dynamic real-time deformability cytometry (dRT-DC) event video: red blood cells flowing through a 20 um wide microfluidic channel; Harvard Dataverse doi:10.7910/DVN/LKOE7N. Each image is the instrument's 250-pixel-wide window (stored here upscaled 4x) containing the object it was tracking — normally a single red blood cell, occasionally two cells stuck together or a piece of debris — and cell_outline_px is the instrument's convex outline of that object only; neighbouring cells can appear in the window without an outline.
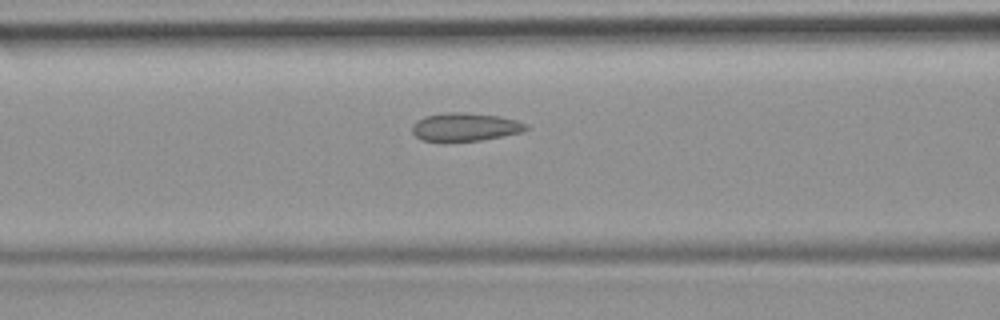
{"species": "common noctule bat (a hibernating species)", "species_latin": "Nyctalus noctula", "temperature_condition": "room temperature", "stored_images_in_passage": 43, "camera_frame_rate_fps": 3000, "um_per_image_px": 0.085, "animal": {"sex": "female", "body_mass_g": 19.9}, "frame": {"image": 1, "passage_image": 19, "time_ms": 6.0, "image_size_px": [1000, 320], "cell_outline_px": [[528, 128], [520, 132], [480, 140], [444, 144], [420, 140], [412, 132], [412, 124], [416, 120], [424, 116], [444, 112], [464, 112], [500, 116], [516, 120], [528, 124]], "centroid_in_image_um": [39.44, 10.82], "position_along_channel_um": 127.2, "area_um2": 19.36}}
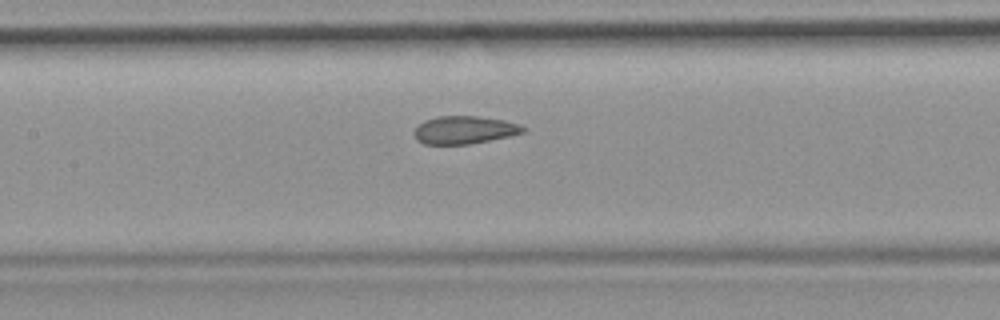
{"frame": {"image": 2, "passage_image": 22, "time_ms": 7.0, "image_size_px": [1000, 320], "cell_outline_px": [[528, 128], [524, 132], [512, 136], [468, 144], [424, 144], [416, 140], [412, 132], [424, 120], [436, 116], [480, 116], [504, 120], [520, 124]], "centroid_in_image_um": [39.49, 11.04], "position_along_channel_um": 167.9, "area_um2": 17.92}}
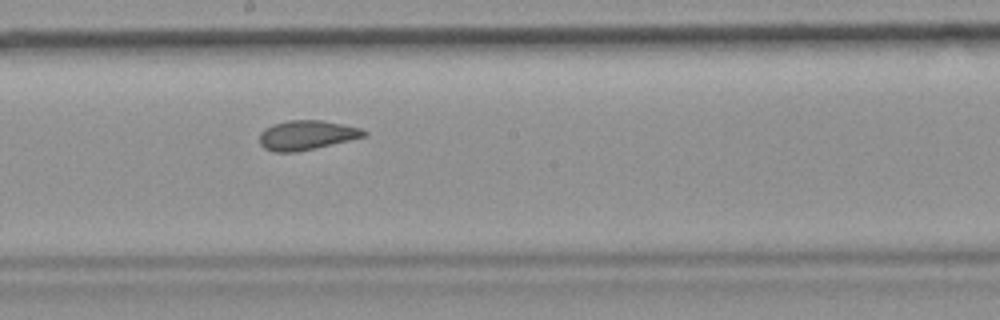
{"frame": {"image": 3, "passage_image": 26, "time_ms": 8.333, "image_size_px": [1000, 320], "cell_outline_px": [[368, 136], [296, 152], [272, 152], [264, 148], [260, 144], [260, 132], [264, 128], [272, 124], [288, 120], [320, 120], [360, 128], [368, 132]], "centroid_in_image_um": [26.04, 11.49], "position_along_channel_um": 222.2, "area_um2": 17.92}}